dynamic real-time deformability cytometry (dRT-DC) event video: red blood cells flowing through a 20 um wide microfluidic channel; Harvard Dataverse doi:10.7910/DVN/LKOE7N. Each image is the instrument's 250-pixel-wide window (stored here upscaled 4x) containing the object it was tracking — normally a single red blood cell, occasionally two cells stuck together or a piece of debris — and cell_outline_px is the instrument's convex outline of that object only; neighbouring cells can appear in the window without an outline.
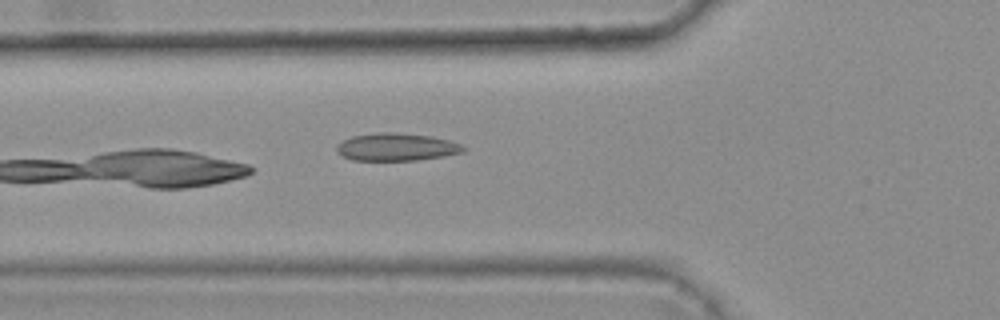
{"species": "common noctule bat (a hibernating species)", "species_latin": "Nyctalus noctula", "temperature_condition": "warm", "stored_images_in_passage": 5, "camera_frame_rate_fps": 3000, "um_per_image_px": 0.085, "animal": {"sex": "female", "body_mass_g": 25.1}, "frame": {"image": 1, "passage_image": 5, "time_ms": 1.333, "image_size_px": [1000, 320], "cell_outline_px": [[464, 152], [444, 156], [416, 160], [352, 160], [336, 152], [336, 144], [352, 136], [376, 132], [392, 132], [432, 136], [448, 140], [460, 144], [464, 148]], "centroid_in_image_um": [33.67, 12.49], "position_along_channel_um": 92.1, "area_um2": 20.35}}